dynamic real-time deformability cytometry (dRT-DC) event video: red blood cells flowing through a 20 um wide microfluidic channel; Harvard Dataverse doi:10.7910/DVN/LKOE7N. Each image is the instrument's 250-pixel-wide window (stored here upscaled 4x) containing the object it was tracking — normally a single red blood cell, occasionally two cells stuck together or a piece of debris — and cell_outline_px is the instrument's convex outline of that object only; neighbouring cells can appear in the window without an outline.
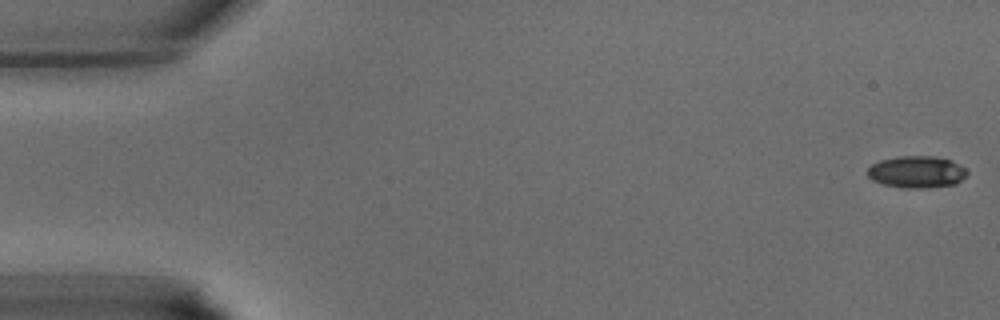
{"species": "common noctule bat (a hibernating species)", "species_latin": "Nyctalus noctula", "temperature_condition": "warm", "stored_images_in_passage": 7, "camera_frame_rate_fps": 3000, "um_per_image_px": 0.085, "animal": {"sex": "male", "body_mass_g": 15.6}, "frame": {"image": 1, "passage_image": 1, "time_ms": 0.0, "image_size_px": [1000, 320], "cell_outline_px": [[968, 172], [956, 184], [924, 188], [904, 188], [884, 184], [872, 180], [868, 176], [868, 168], [872, 164], [880, 160], [900, 156], [932, 156], [952, 160], [964, 168]], "centroid_in_image_um": [77.91, 14.61], "position_along_channel_um": 7.1, "area_um2": 18.38}}